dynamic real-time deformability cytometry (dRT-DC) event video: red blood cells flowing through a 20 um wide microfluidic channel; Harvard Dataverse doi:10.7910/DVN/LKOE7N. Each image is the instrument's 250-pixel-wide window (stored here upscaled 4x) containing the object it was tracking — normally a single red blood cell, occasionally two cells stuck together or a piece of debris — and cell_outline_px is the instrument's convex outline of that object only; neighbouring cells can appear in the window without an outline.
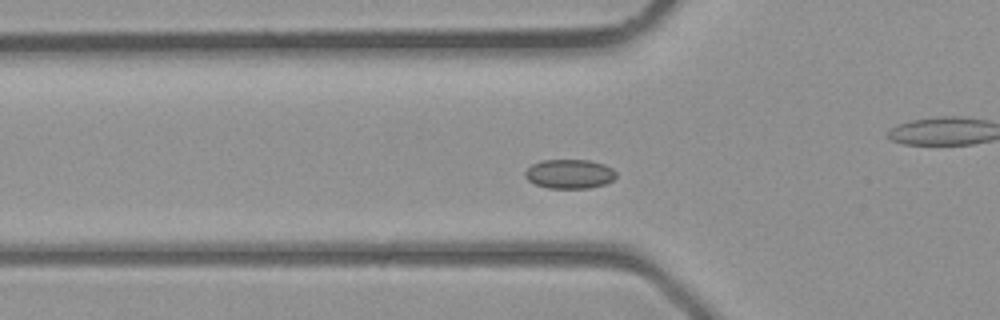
{"species": "common noctule bat (a hibernating species)", "species_latin": "Nyctalus noctula", "temperature_condition": "room temperature", "stored_images_in_passage": 37, "camera_frame_rate_fps": 3000, "um_per_image_px": 0.085, "animal": {"sex": "male", "body_mass_g": 23.1, "forearm_length_mm": 52.7}, "frame": {"image": 1, "passage_image": 10, "time_ms": 3.0, "image_size_px": [1000, 320], "cell_outline_px": [[616, 176], [612, 180], [604, 184], [588, 188], [548, 188], [536, 184], [528, 180], [524, 176], [524, 172], [532, 164], [540, 160], [588, 160], [604, 164], [612, 168], [616, 172]], "centroid_in_image_um": [48.39, 14.78], "position_along_channel_um": 77.4, "area_um2": 15.49}}
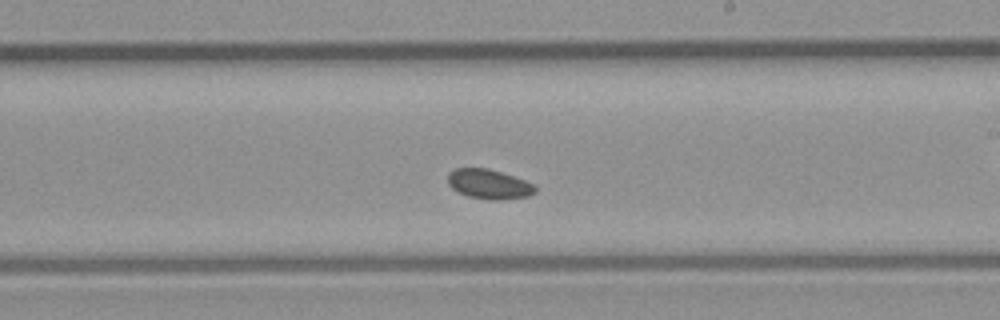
{"frame": {"image": 2, "passage_image": 20, "time_ms": 6.333, "image_size_px": [1000, 320], "cell_outline_px": [[536, 192], [528, 196], [496, 200], [492, 200], [468, 196], [456, 192], [448, 184], [448, 172], [456, 168], [488, 168], [536, 184]], "centroid_in_image_um": [41.54, 15.65], "position_along_channel_um": 247.5, "area_um2": 15.09}}
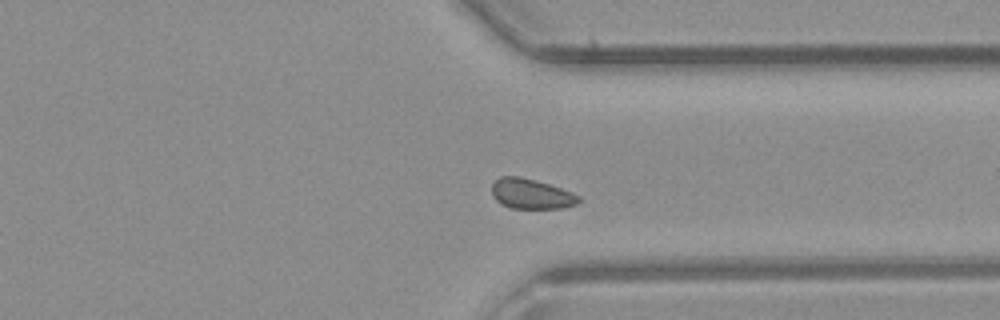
{"frame": {"image": 3, "passage_image": 27, "time_ms": 8.667, "image_size_px": [1000, 320], "cell_outline_px": [[580, 200], [576, 204], [564, 208], [512, 208], [500, 204], [492, 196], [492, 184], [500, 176], [520, 176], [536, 180], [572, 192], [580, 196]], "centroid_in_image_um": [45.13, 16.48], "position_along_channel_um": 366.3, "area_um2": 15.26}}